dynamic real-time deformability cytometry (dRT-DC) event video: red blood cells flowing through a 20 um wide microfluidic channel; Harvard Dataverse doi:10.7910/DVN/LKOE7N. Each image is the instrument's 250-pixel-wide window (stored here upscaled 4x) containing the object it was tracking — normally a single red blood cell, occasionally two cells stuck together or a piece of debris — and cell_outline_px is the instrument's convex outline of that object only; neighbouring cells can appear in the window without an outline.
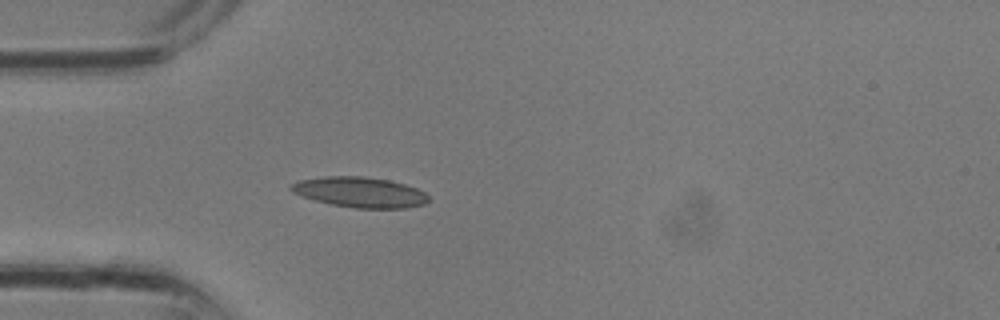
{"species": "common noctule bat (a hibernating species)", "species_latin": "Nyctalus noctula", "temperature_condition": "room temperature", "stored_images_in_passage": 32, "camera_frame_rate_fps": 3000, "um_per_image_px": 0.085, "animal": {"sex": "male", "body_mass_g": 13.3}, "frame": {"image": 1, "passage_image": 9, "time_ms": 2.667, "image_size_px": [1000, 320], "cell_outline_px": [[428, 200], [424, 204], [404, 208], [356, 208], [332, 204], [300, 196], [292, 192], [288, 188], [292, 184], [300, 180], [324, 176], [364, 176], [388, 180], [404, 184], [416, 188], [424, 192], [428, 196]], "centroid_in_image_um": [30.57, 16.33], "position_along_channel_um": 54.4, "area_um2": 24.16}}
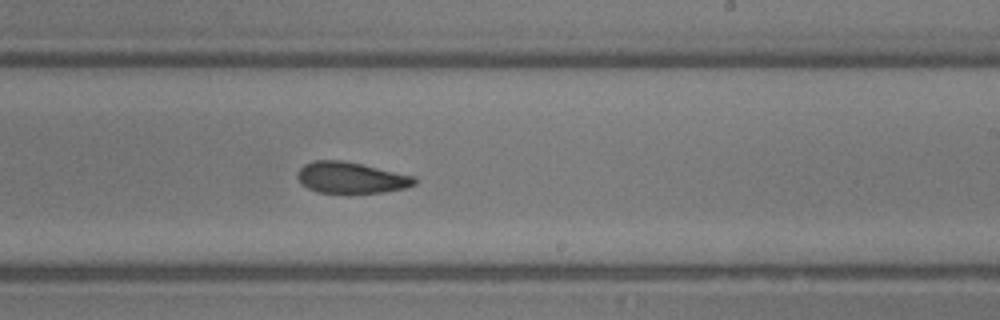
{"frame": {"image": 2, "passage_image": 19, "time_ms": 6.0, "image_size_px": [1000, 320], "cell_outline_px": [[416, 184], [404, 188], [384, 192], [316, 192], [300, 184], [296, 176], [296, 172], [304, 164], [312, 160], [340, 160], [360, 164], [416, 176]], "centroid_in_image_um": [29.79, 15.09], "position_along_channel_um": 259.2, "area_um2": 21.21}}
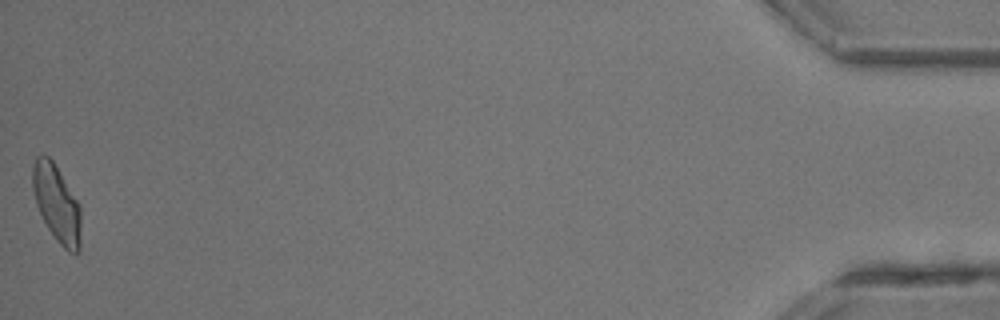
{"frame": {"image": 3, "passage_image": 32, "time_ms": 10.333, "image_size_px": [1000, 320], "cell_outline_px": [[80, 252], [76, 256], [68, 252], [56, 240], [48, 228], [36, 204], [32, 188], [32, 164], [36, 156], [44, 152], [52, 160], [80, 204]], "centroid_in_image_um": [4.82, 17.3], "position_along_channel_um": 430.4, "area_um2": 21.91}}